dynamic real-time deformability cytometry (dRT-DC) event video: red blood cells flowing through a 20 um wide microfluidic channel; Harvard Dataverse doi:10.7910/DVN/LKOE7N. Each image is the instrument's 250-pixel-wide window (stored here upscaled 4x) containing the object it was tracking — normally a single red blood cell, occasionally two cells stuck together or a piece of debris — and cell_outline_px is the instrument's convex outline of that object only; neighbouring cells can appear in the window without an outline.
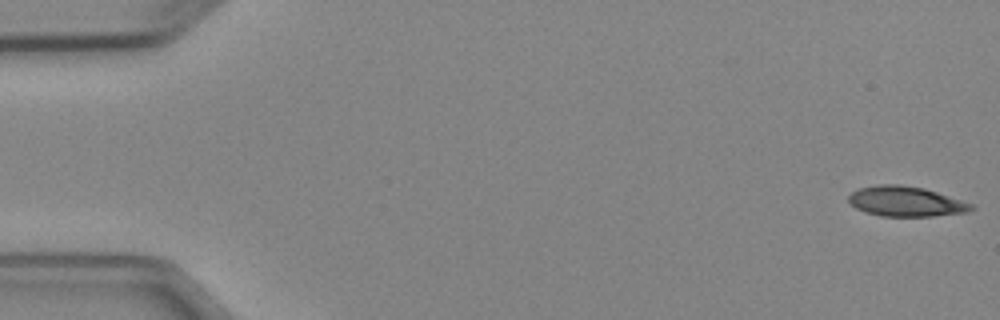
{"species": "Egyptian fruit bat (a non-hibernating species)", "species_latin": "Rousettus aegyptiacus", "temperature_condition": "cold", "stored_images_in_passage": 5, "camera_frame_rate_fps": 3000, "um_per_image_px": 0.085, "animal": {"sex": "female"}, "frame": {"image": 1, "passage_image": 1, "time_ms": 0.0, "image_size_px": [1000, 320], "cell_outline_px": [[976, 208], [968, 212], [932, 216], [880, 216], [864, 212], [856, 208], [848, 200], [848, 196], [852, 192], [860, 188], [876, 184], [900, 184], [924, 188], [972, 204]], "centroid_in_image_um": [76.97, 17.12], "position_along_channel_um": 8.0, "area_um2": 21.44}}
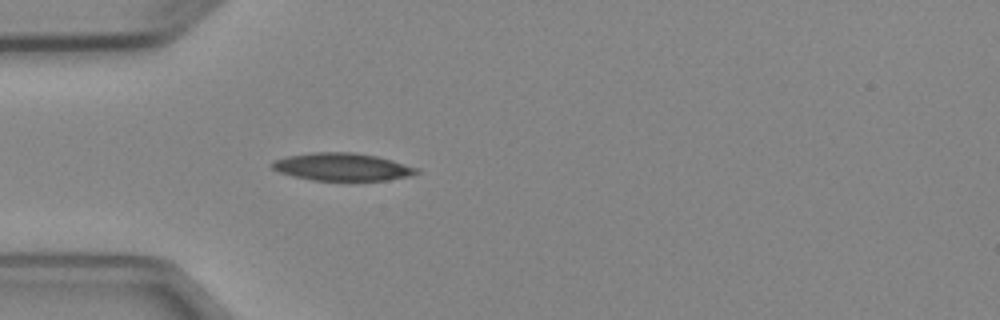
{"frame": {"image": 2, "passage_image": 5, "time_ms": 4.667, "image_size_px": [1000, 320], "cell_outline_px": [[420, 172], [412, 176], [388, 180], [312, 180], [280, 172], [272, 168], [272, 160], [288, 156], [312, 152], [352, 152], [376, 156], [392, 160], [420, 168]], "centroid_in_image_um": [29.14, 14.18], "position_along_channel_um": 55.9, "area_um2": 23.24}}